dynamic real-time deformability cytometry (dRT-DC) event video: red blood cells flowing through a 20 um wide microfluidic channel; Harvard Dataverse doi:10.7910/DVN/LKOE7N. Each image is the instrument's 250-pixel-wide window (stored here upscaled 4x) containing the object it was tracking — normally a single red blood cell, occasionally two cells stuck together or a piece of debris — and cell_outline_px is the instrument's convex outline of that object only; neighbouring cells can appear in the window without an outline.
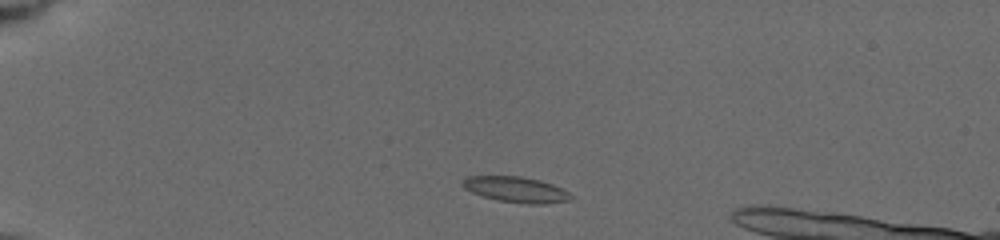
{"species": "common noctule bat (a hibernating species)", "species_latin": "Nyctalus noctula", "temperature_condition": "cold", "stored_images_in_passage": 11, "camera_frame_rate_fps": 3000, "um_per_image_px": 0.085, "animal": {"sex": "female", "body_mass_g": 19.5, "forearm_length_mm": 54.1}, "frame": {"image": 1, "passage_image": 1, "time_ms": 0.0, "image_size_px": [1000, 240], "cell_outline_px": [[572, 196], [568, 200], [544, 204], [528, 204], [500, 200], [484, 196], [472, 192], [464, 188], [460, 184], [460, 180], [468, 176], [520, 176], [540, 180], [552, 184], [568, 192]], "centroid_in_image_um": [43.81, 16.09], "position_along_channel_um": 41.2, "area_um2": 16.01}}
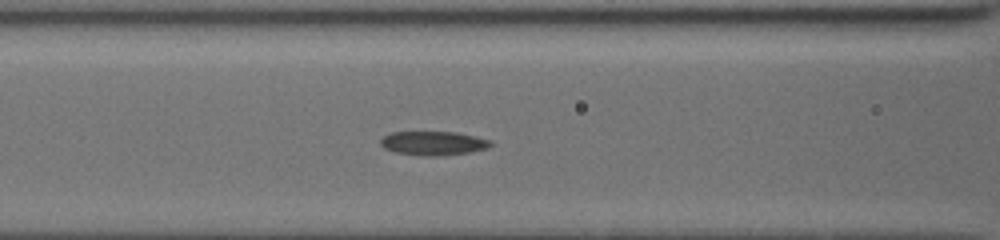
{"frame": {"image": 2, "passage_image": 8, "time_ms": 3.667, "image_size_px": [1000, 240], "cell_outline_px": [[492, 144], [488, 148], [468, 152], [436, 156], [420, 156], [396, 152], [384, 148], [380, 144], [380, 140], [388, 132], [456, 132], [492, 140]], "centroid_in_image_um": [36.81, 12.17], "position_along_channel_um": 129.8, "area_um2": 15.37}}
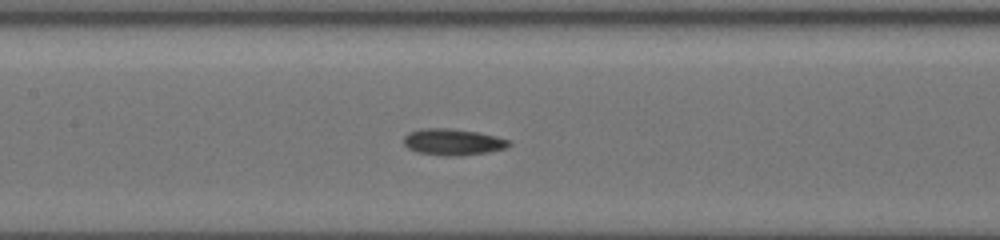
{"frame": {"image": 3, "passage_image": 10, "time_ms": 4.667, "image_size_px": [1000, 240], "cell_outline_px": [[512, 144], [504, 148], [488, 152], [460, 156], [444, 156], [416, 152], [408, 148], [404, 144], [404, 136], [408, 132], [420, 128], [448, 128], [476, 132], [496, 136], [508, 140]], "centroid_in_image_um": [38.45, 12.07], "position_along_channel_um": 168.9, "area_um2": 16.24}}